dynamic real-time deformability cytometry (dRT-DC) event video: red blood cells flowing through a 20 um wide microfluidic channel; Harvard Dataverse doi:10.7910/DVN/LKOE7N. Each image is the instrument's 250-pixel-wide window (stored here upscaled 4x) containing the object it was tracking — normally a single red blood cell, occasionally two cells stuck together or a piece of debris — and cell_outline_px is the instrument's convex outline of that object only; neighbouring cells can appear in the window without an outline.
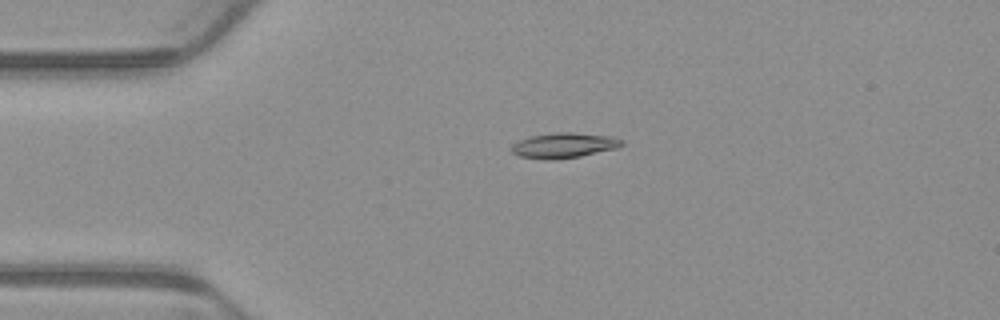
{"species": "common noctule bat (a hibernating species)", "species_latin": "Nyctalus noctula", "temperature_condition": "warm", "stored_images_in_passage": 5, "camera_frame_rate_fps": 3000, "um_per_image_px": 0.085, "animal": {"sex": "male", "body_mass_g": 23.1, "forearm_length_mm": 52.7}, "frame": {"image": 1, "passage_image": 4, "time_ms": 1.0, "image_size_px": [1000, 320], "cell_outline_px": [[624, 144], [620, 148], [580, 156], [556, 160], [520, 156], [512, 152], [508, 148], [512, 144], [528, 136], [556, 132], [572, 132], [612, 136], [624, 140]], "centroid_in_image_um": [47.97, 12.34], "position_along_channel_um": 37.0, "area_um2": 16.42}}